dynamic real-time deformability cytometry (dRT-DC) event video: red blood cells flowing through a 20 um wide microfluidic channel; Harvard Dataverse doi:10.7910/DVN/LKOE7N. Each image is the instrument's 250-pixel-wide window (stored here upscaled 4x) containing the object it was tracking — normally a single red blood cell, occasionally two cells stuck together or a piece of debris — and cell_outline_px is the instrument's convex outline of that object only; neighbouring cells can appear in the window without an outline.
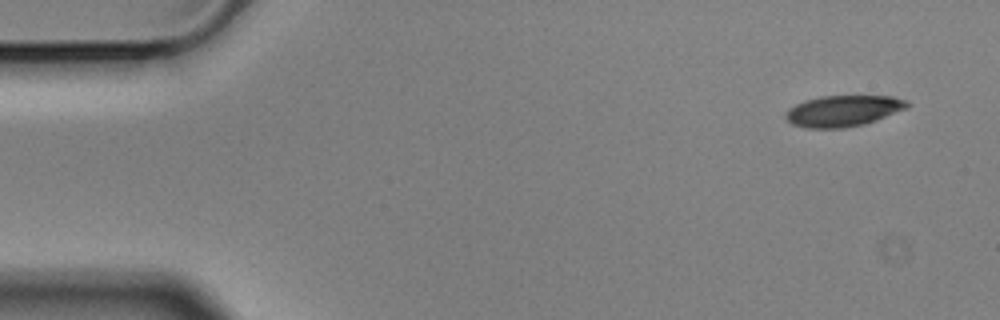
{"species": "Egyptian fruit bat (a non-hibernating species)", "species_latin": "Rousettus aegyptiacus", "temperature_condition": "cold", "stored_images_in_passage": 54, "camera_frame_rate_fps": 3000, "um_per_image_px": 0.085, "animal": {"sex": "male"}, "frame": {"image": 1, "passage_image": 1, "time_ms": 0.0, "image_size_px": [1000, 320], "cell_outline_px": [[908, 104], [904, 108], [864, 124], [844, 128], [804, 128], [792, 124], [784, 116], [788, 108], [804, 100], [820, 96], [892, 96], [904, 100]], "centroid_in_image_um": [71.56, 9.42], "position_along_channel_um": 13.4, "area_um2": 21.68}}
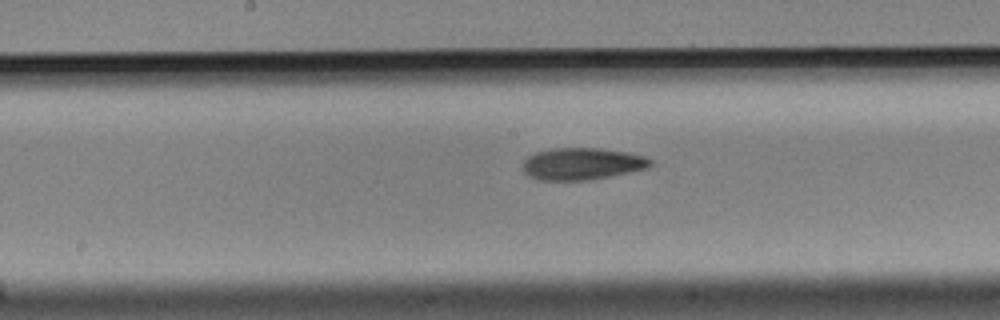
{"frame": {"image": 2, "passage_image": 26, "time_ms": 8.333, "image_size_px": [1000, 320], "cell_outline_px": [[652, 164], [648, 168], [612, 176], [588, 180], [540, 180], [528, 176], [520, 168], [524, 160], [528, 156], [536, 152], [552, 148], [596, 148], [628, 152], [644, 156], [652, 160]], "centroid_in_image_um": [49.45, 13.92], "position_along_channel_um": 198.7, "area_um2": 23.99}}
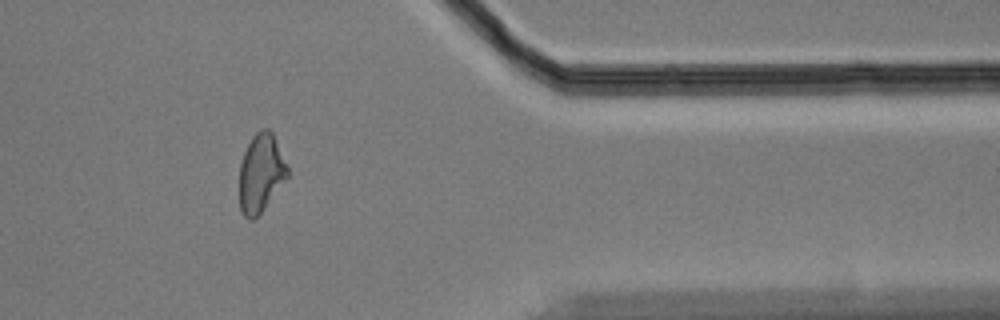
{"frame": {"image": 3, "passage_image": 44, "time_ms": 14.333, "image_size_px": [1000, 320], "cell_outline_px": [[288, 176], [260, 212], [252, 220], [248, 220], [244, 216], [240, 208], [240, 164], [244, 152], [252, 136], [260, 128], [268, 128], [272, 132], [288, 164]], "centroid_in_image_um": [22.18, 14.66], "position_along_channel_um": 389.2, "area_um2": 21.73}, "authors_computed_cell_mechanics": {"area_um2": 23.0044, "velocity_mm_per_s": 3.5129, "shape_relaxation_time_tau1_ms": 5.6364, "shape_relaxation_time_tau2_ms": 9.0814, "deformation_change_tau1": 0.1631, "deformation_change_tau2": 0.1649}}